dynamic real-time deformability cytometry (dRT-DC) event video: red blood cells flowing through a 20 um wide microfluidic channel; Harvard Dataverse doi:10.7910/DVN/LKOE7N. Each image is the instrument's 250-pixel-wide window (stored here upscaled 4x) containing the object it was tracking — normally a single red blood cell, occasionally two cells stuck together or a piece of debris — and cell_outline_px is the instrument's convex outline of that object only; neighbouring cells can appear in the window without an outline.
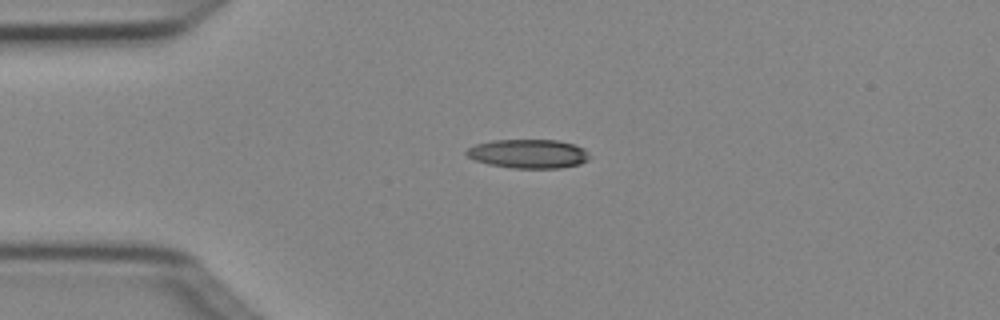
{"species": "Egyptian fruit bat (a non-hibernating species)", "species_latin": "Rousettus aegyptiacus", "temperature_condition": "cold", "stored_images_in_passage": 3, "camera_frame_rate_fps": 3000, "um_per_image_px": 0.085, "animal": {"sex": "female"}, "frame": {"image": 1, "passage_image": 1, "time_ms": 0.0, "image_size_px": [1000, 320], "cell_outline_px": [[588, 160], [580, 164], [560, 168], [512, 168], [488, 164], [476, 160], [468, 156], [464, 152], [468, 148], [476, 144], [492, 140], [556, 140], [572, 144], [584, 148], [588, 152]], "centroid_in_image_um": [44.91, 13.07], "position_along_channel_um": 40.1, "area_um2": 20.69}}
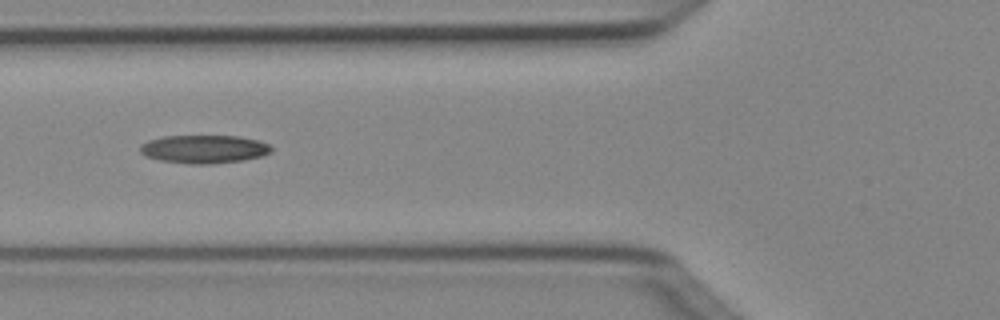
{"frame": {"image": 2, "passage_image": 3, "time_ms": 0.667, "image_size_px": [1000, 320], "cell_outline_px": [[272, 152], [260, 156], [244, 160], [208, 164], [188, 164], [160, 160], [144, 156], [140, 152], [140, 144], [148, 140], [164, 136], [240, 136], [260, 140], [268, 144], [272, 148]], "centroid_in_image_um": [17.33, 12.67], "position_along_channel_um": 108.5, "area_um2": 21.73}}